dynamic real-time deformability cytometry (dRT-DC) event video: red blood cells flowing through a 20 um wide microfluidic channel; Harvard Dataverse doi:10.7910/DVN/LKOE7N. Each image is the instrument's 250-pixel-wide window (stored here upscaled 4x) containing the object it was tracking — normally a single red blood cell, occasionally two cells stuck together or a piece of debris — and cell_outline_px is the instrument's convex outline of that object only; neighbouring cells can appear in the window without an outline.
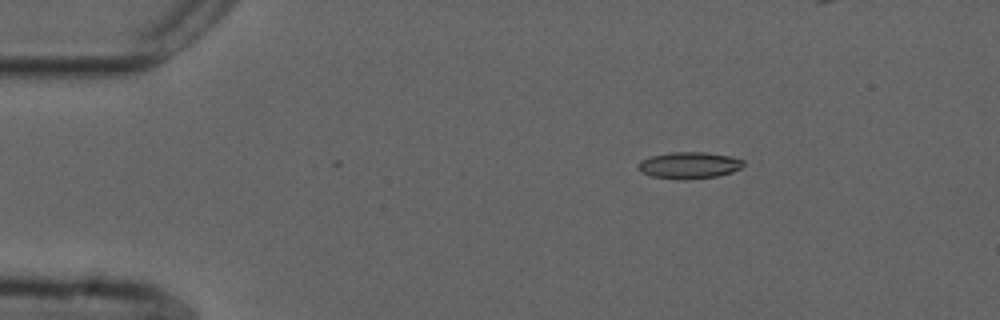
{"species": "common noctule bat (a hibernating species)", "species_latin": "Nyctalus noctula", "temperature_condition": "cold", "stored_images_in_passage": 48, "camera_frame_rate_fps": 3000, "um_per_image_px": 0.085, "animal": {"sex": "male", "forearm_length_mm": 52.5}, "frame": {"image": 1, "passage_image": 1, "time_ms": 0.0, "image_size_px": [1000, 320], "cell_outline_px": [[744, 164], [740, 168], [732, 172], [716, 176], [684, 180], [676, 180], [652, 176], [640, 172], [636, 168], [636, 164], [640, 160], [652, 156], [672, 152], [704, 152], [732, 156], [744, 160]], "centroid_in_image_um": [58.54, 14.05], "position_along_channel_um": 26.5, "area_um2": 16.53}}
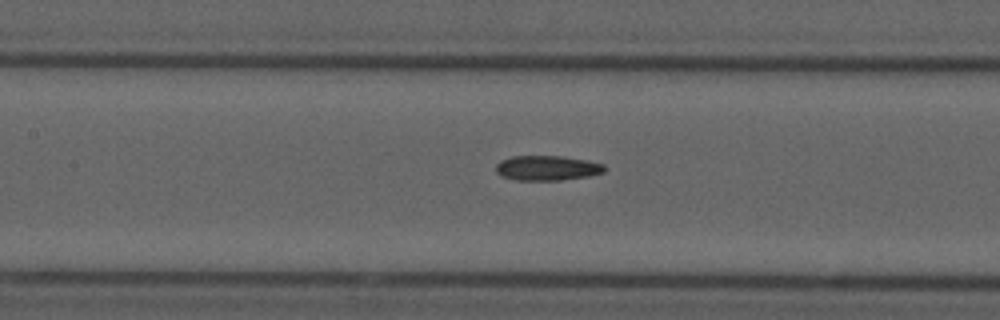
{"frame": {"image": 2, "passage_image": 17, "time_ms": 5.333, "image_size_px": [1000, 320], "cell_outline_px": [[608, 168], [604, 172], [588, 176], [560, 180], [516, 180], [500, 176], [496, 172], [496, 164], [500, 160], [512, 156], [564, 156], [588, 160], [604, 164]], "centroid_in_image_um": [46.51, 14.27], "position_along_channel_um": 160.9, "area_um2": 15.95}}
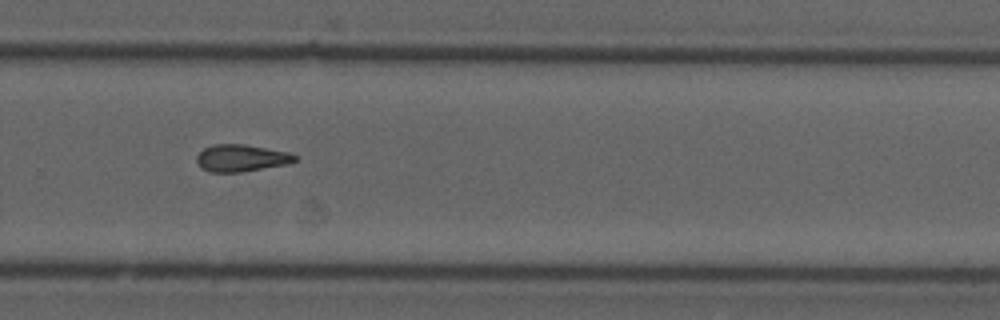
{"frame": {"image": 3, "passage_image": 29, "time_ms": 9.333, "image_size_px": [1000, 320], "cell_outline_px": [[296, 160], [288, 164], [240, 172], [208, 172], [200, 168], [196, 160], [196, 156], [204, 148], [212, 144], [244, 144], [292, 152], [296, 156]], "centroid_in_image_um": [20.5, 13.43], "position_along_channel_um": 309.3, "area_um2": 15.66}, "authors_computed_cell_mechanics": {"area_um2": 15.6638, "velocity_mm_per_s": 3.7188, "shape_relaxation_time_tau1_ms": null, "shape_relaxation_time_tau2_ms": 8.7855, "deformation_change_tau1": null, "deformation_change_tau2": 0.193}}